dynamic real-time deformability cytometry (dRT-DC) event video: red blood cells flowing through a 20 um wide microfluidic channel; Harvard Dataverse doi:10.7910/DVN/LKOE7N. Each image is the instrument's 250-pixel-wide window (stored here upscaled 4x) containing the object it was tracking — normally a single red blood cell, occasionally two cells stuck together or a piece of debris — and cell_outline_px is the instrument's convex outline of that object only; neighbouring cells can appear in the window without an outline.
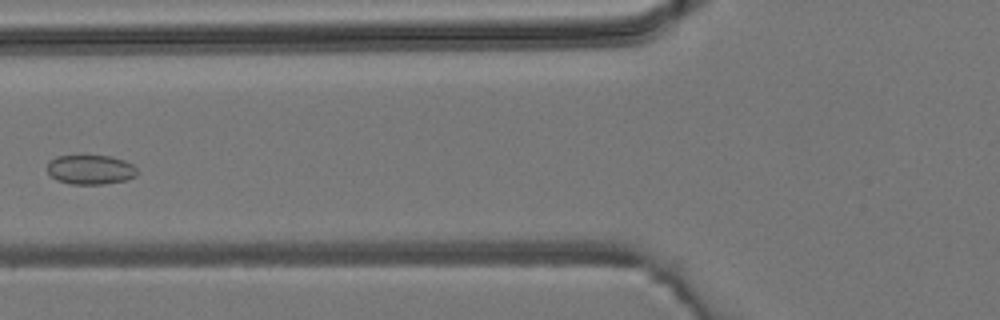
{"species": "common noctule bat (a hibernating species)", "species_latin": "Nyctalus noctula", "temperature_condition": "room temperature", "stored_images_in_passage": 6, "camera_frame_rate_fps": 3000, "um_per_image_px": 0.085, "animal": {"sex": "male", "body_mass_g": 19.2, "forearm_length_mm": 51.8}, "frame": {"image": 1, "passage_image": 5, "time_ms": 4.667, "image_size_px": [1000, 320], "cell_outline_px": [[136, 176], [128, 180], [104, 184], [72, 184], [56, 180], [48, 172], [48, 160], [56, 156], [108, 156], [124, 160], [132, 164], [136, 168]], "centroid_in_image_um": [7.69, 14.42], "position_along_channel_um": 118.1, "area_um2": 15.43}}
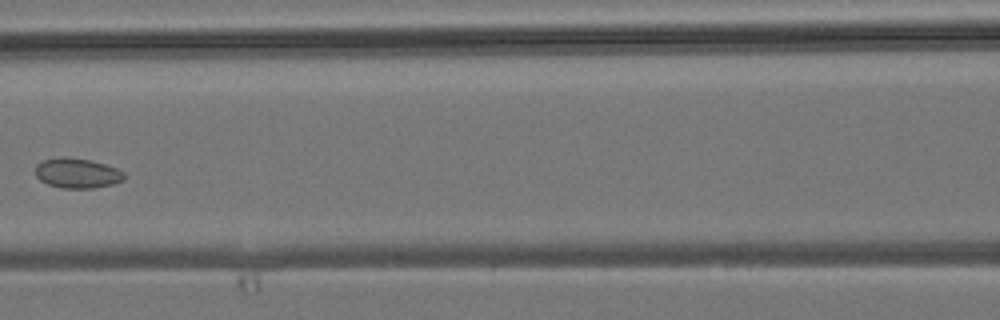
{"frame": {"image": 2, "passage_image": 6, "time_ms": 5.667, "image_size_px": [1000, 320], "cell_outline_px": [[124, 180], [112, 184], [92, 188], [64, 188], [48, 184], [40, 180], [36, 176], [36, 164], [44, 160], [60, 156], [64, 156], [92, 160], [116, 168], [124, 172]], "centroid_in_image_um": [6.55, 14.7], "position_along_channel_um": 160.0, "area_um2": 15.49}}